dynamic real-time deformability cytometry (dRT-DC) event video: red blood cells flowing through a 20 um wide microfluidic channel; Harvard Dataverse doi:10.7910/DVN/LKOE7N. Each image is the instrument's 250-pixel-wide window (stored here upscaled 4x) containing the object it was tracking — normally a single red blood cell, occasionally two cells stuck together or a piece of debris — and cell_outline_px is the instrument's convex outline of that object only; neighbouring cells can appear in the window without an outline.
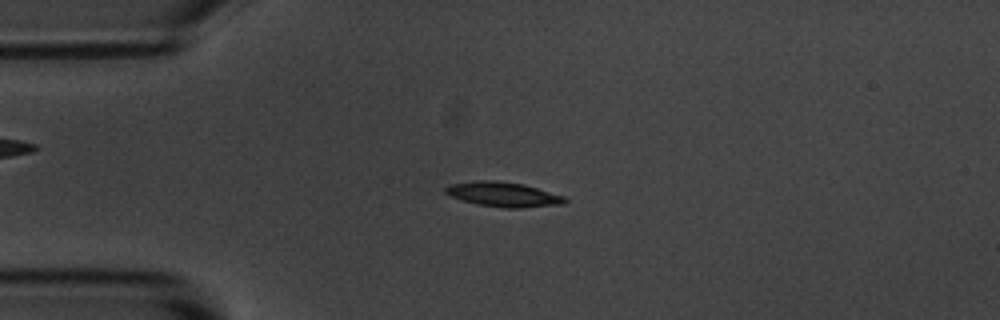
{"species": "common noctule bat (a hibernating species)", "species_latin": "Nyctalus noctula", "temperature_condition": "room temperature", "stored_images_in_passage": 6, "camera_frame_rate_fps": 3000, "um_per_image_px": 0.085, "animal": {"sex": "male", "body_mass_g": 20.1, "forearm_length_mm": 53.5}, "frame": {"image": 1, "passage_image": 3, "time_ms": 2.333, "image_size_px": [1000, 320], "cell_outline_px": [[568, 200], [564, 204], [520, 208], [504, 208], [476, 204], [452, 196], [444, 192], [444, 188], [448, 184], [476, 180], [492, 180], [524, 184], [564, 196]], "centroid_in_image_um": [42.78, 16.52], "position_along_channel_um": 42.2, "area_um2": 17.22}}
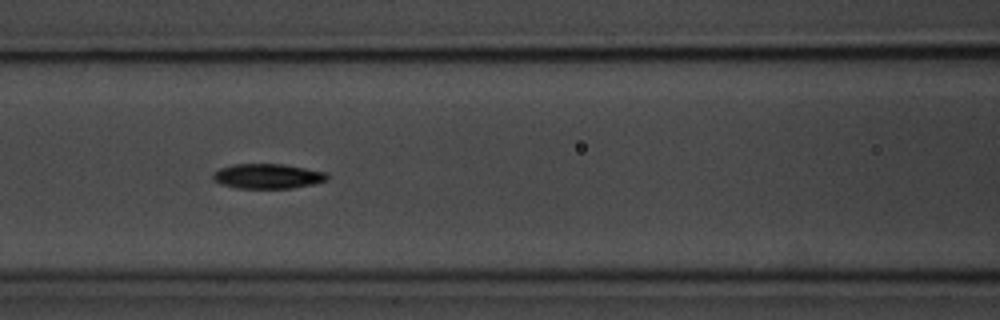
{"frame": {"image": 2, "passage_image": 6, "time_ms": 5.667, "image_size_px": [1000, 320], "cell_outline_px": [[328, 180], [312, 184], [292, 188], [236, 188], [220, 184], [212, 180], [212, 176], [220, 168], [232, 164], [284, 164], [328, 172]], "centroid_in_image_um": [22.76, 14.97], "position_along_channel_um": 143.8, "area_um2": 16.65}}